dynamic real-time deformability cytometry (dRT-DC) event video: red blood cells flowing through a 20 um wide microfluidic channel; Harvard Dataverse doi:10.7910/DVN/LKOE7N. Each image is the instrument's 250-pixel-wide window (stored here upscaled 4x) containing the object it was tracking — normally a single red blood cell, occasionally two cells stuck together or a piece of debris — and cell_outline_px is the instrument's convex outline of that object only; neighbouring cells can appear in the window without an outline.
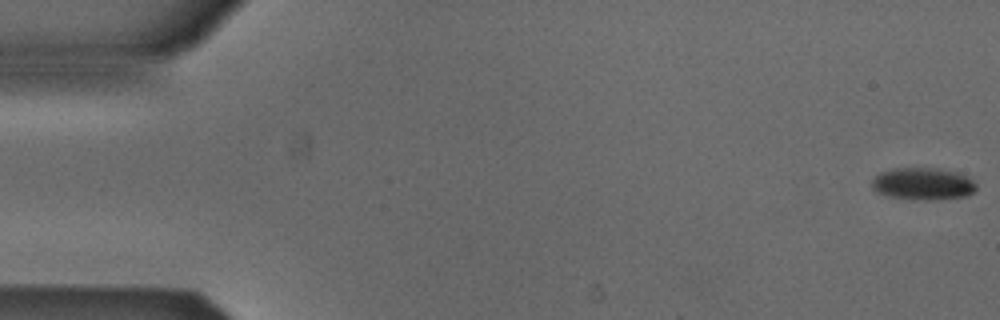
{"species": "Egyptian fruit bat (a non-hibernating species)", "species_latin": "Rousettus aegyptiacus", "temperature_condition": "cold", "stored_images_in_passage": 53, "camera_frame_rate_fps": 3000, "um_per_image_px": 0.085, "animal": {"sex": "male"}, "frame": {"image": 1, "passage_image": 1, "time_ms": 0.0, "image_size_px": [1000, 320], "cell_outline_px": [[976, 188], [972, 192], [964, 196], [928, 200], [892, 196], [880, 192], [872, 188], [872, 180], [880, 172], [892, 168], [940, 168], [956, 172], [972, 180], [976, 184]], "centroid_in_image_um": [78.45, 15.59], "position_along_channel_um": 6.6, "area_um2": 19.07}}
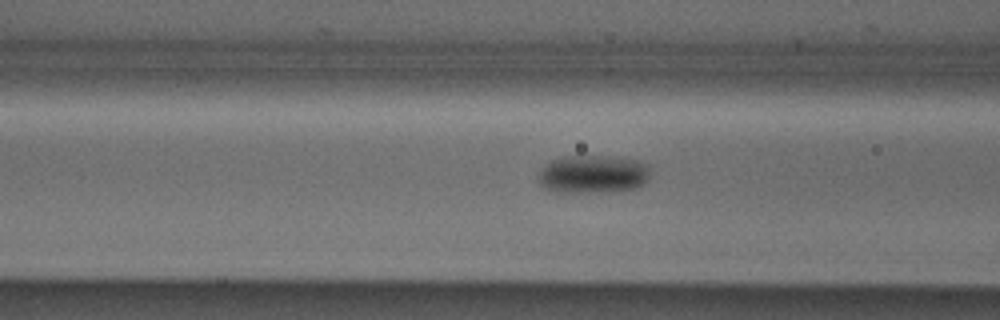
{"frame": {"image": 2, "passage_image": 21, "time_ms": 6.667, "image_size_px": [1000, 320], "cell_outline_px": [[648, 180], [644, 184], [636, 188], [588, 192], [556, 192], [544, 188], [540, 184], [540, 172], [544, 164], [552, 160], [564, 156], [600, 156], [636, 160], [648, 164]], "centroid_in_image_um": [50.38, 14.8], "position_along_channel_um": 116.2, "area_um2": 24.51}}
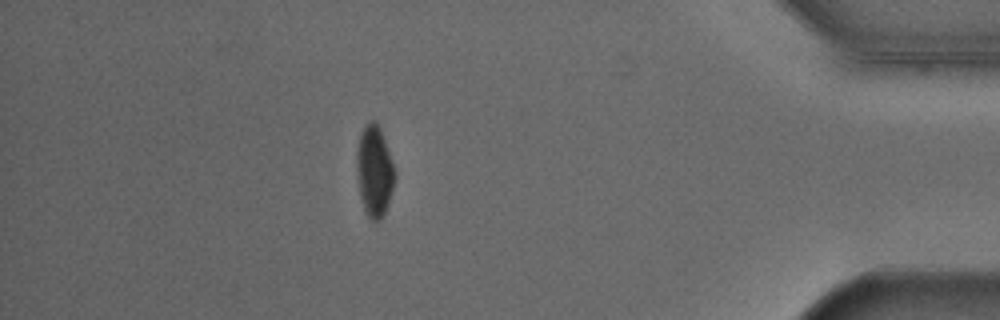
{"frame": {"image": 3, "passage_image": 47, "time_ms": 15.333, "image_size_px": [1000, 320], "cell_outline_px": [[396, 176], [388, 204], [380, 220], [372, 220], [364, 212], [360, 196], [356, 168], [356, 152], [360, 136], [364, 124], [372, 120], [376, 120], [380, 128], [396, 172]], "centroid_in_image_um": [31.81, 14.53], "position_along_channel_um": 403.4, "area_um2": 20.23}, "authors_computed_cell_mechanics": {"area_um2": 21.9062, "velocity_mm_per_s": 3.8651, "shape_relaxation_time_tau1_ms": 3.4508, "shape_relaxation_time_tau2_ms": null, "deformation_change_tau1": 0.1107, "deformation_change_tau2": null}}